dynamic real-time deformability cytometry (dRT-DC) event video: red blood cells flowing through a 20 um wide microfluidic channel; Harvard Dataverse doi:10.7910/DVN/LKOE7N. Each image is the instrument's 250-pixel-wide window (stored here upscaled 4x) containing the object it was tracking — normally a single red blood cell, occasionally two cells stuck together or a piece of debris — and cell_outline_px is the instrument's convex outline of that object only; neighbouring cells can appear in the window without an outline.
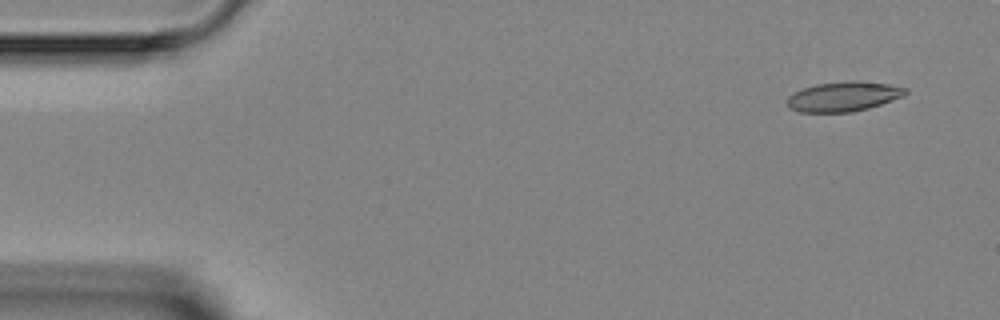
{"species": "Egyptian fruit bat (a non-hibernating species)", "species_latin": "Rousettus aegyptiacus", "temperature_condition": "room temperature", "stored_images_in_passage": 4, "camera_frame_rate_fps": 3000, "um_per_image_px": 0.085, "animal": {"sex": "female"}, "frame": {"image": 1, "passage_image": 1, "time_ms": 0.0, "image_size_px": [1000, 320], "cell_outline_px": [[908, 92], [904, 96], [868, 108], [852, 112], [800, 112], [788, 108], [788, 96], [804, 88], [816, 84], [848, 80], [860, 80], [888, 84], [908, 88]], "centroid_in_image_um": [71.73, 8.19], "position_along_channel_um": 13.3, "area_um2": 20.58}}